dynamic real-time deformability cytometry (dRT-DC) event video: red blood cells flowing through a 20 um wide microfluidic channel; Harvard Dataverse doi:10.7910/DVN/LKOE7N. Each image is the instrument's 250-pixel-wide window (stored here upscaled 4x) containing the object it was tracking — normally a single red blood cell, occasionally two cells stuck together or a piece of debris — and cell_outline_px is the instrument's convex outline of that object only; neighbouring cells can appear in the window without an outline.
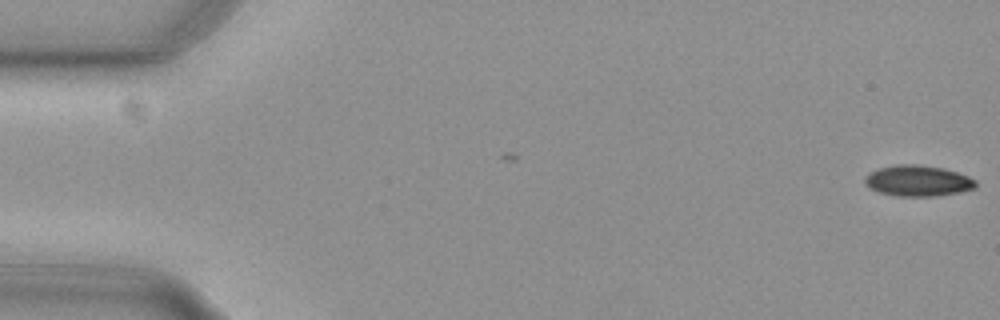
{"species": "common noctule bat (a hibernating species)", "species_latin": "Nyctalus noctula", "temperature_condition": "cold", "stored_images_in_passage": 4, "camera_frame_rate_fps": 3000, "um_per_image_px": 0.085, "animal": {"sex": "female", "body_mass_g": 29.2, "forearm_length_mm": 56.3}, "frame": {"image": 1, "passage_image": 1, "time_ms": 0.0, "image_size_px": [1000, 320], "cell_outline_px": [[976, 184], [972, 188], [956, 192], [936, 196], [900, 196], [880, 192], [872, 188], [864, 180], [864, 176], [868, 172], [880, 168], [896, 164], [916, 164], [944, 168], [968, 176], [976, 180]], "centroid_in_image_um": [78.0, 15.35], "position_along_channel_um": 7.0, "area_um2": 19.65}}